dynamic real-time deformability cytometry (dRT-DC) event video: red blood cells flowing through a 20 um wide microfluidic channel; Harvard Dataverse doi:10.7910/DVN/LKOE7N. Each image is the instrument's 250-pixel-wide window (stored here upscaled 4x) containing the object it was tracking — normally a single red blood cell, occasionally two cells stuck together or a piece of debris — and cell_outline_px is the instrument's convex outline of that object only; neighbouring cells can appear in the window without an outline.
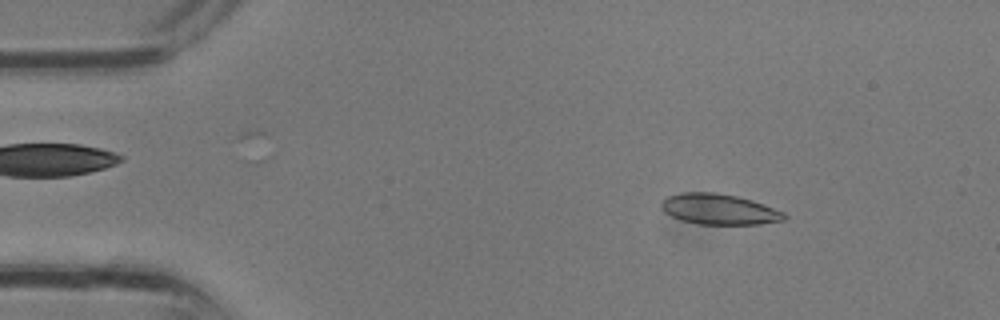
{"species": "common noctule bat (a hibernating species)", "species_latin": "Nyctalus noctula", "temperature_condition": "room temperature", "stored_images_in_passage": 2, "camera_frame_rate_fps": 3000, "um_per_image_px": 0.085, "animal": {"sex": "male", "body_mass_g": 13.3}, "frame": {"image": 1, "passage_image": 1, "time_ms": 0.0, "image_size_px": [1000, 320], "cell_outline_px": [[788, 216], [784, 220], [760, 224], [700, 224], [680, 220], [664, 212], [660, 208], [660, 200], [668, 196], [680, 192], [716, 192], [736, 196], [752, 200], [764, 204], [784, 212]], "centroid_in_image_um": [61.09, 17.78], "position_along_channel_um": 23.9, "area_um2": 22.14}}